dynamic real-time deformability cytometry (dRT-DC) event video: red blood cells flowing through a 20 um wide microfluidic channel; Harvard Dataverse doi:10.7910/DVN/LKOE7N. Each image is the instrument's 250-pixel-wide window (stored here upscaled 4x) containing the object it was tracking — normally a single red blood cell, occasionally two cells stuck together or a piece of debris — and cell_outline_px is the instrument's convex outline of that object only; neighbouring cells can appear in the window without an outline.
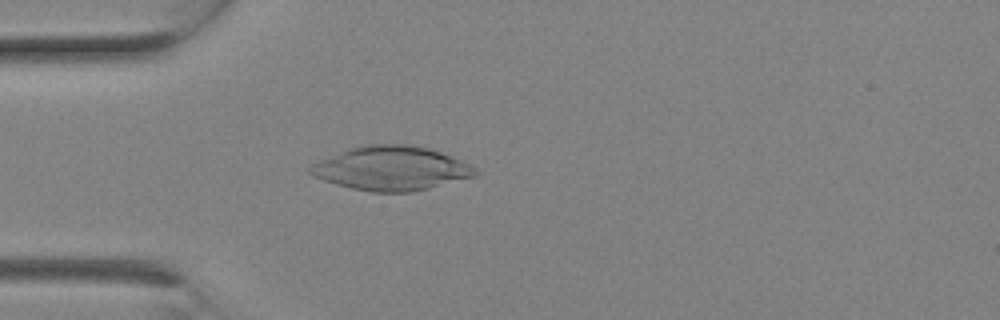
{"species": "Egyptian fruit bat (a non-hibernating species)", "species_latin": "Rousettus aegyptiacus", "temperature_condition": "room temperature", "stored_images_in_passage": 1, "camera_frame_rate_fps": 3000, "um_per_image_px": 0.085, "animal": {"sex": "female"}, "frame": {"image": 1, "passage_image": 1, "time_ms": 0.0, "image_size_px": [1000, 320], "cell_outline_px": [[480, 172], [476, 176], [412, 192], [372, 192], [352, 188], [336, 184], [312, 176], [308, 172], [308, 168], [312, 164], [320, 160], [348, 148], [360, 144], [408, 144], [428, 148], [452, 156], [472, 164]], "centroid_in_image_um": [33.27, 14.3], "position_along_channel_um": 51.7, "area_um2": 42.6}}